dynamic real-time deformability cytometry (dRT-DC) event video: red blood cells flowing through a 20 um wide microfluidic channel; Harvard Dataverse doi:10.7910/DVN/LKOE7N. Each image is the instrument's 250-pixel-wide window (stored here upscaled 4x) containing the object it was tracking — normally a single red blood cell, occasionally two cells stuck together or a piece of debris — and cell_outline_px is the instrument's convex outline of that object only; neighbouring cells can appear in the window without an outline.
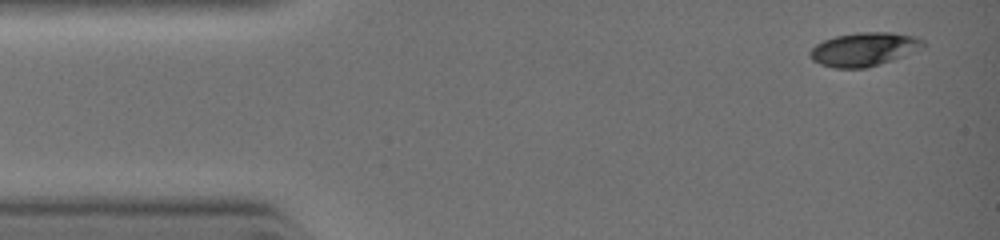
{"species": "common noctule bat (a hibernating species)", "species_latin": "Nyctalus noctula", "temperature_condition": "warm", "stored_images_in_passage": 8, "camera_frame_rate_fps": 3000, "um_per_image_px": 0.085, "animal": {"sex": "female", "body_mass_g": 19.0, "forearm_length_mm": 51.5}, "frame": {"image": 1, "passage_image": 1, "time_ms": 0.0, "image_size_px": [1000, 240], "cell_outline_px": [[924, 44], [892, 60], [868, 68], [832, 68], [820, 64], [812, 60], [808, 52], [816, 44], [824, 40], [836, 36], [860, 32], [892, 32], [912, 36], [924, 40]], "centroid_in_image_um": [73.34, 4.19], "position_along_channel_um": 11.7, "area_um2": 21.73}}
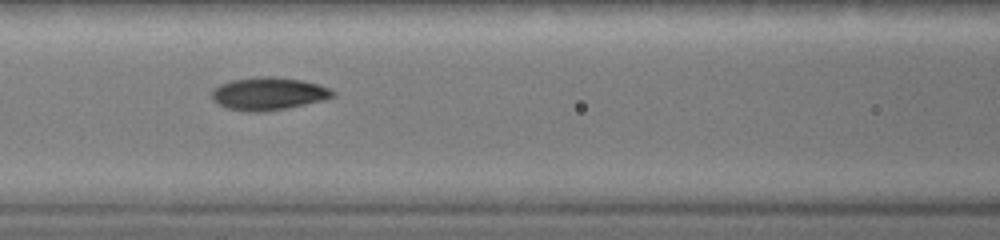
{"frame": {"image": 2, "passage_image": 6, "time_ms": 4.0, "image_size_px": [1000, 240], "cell_outline_px": [[336, 96], [304, 104], [284, 108], [256, 112], [252, 112], [228, 108], [212, 100], [212, 92], [220, 84], [232, 80], [256, 76], [276, 76], [304, 80], [320, 84], [336, 92]], "centroid_in_image_um": [22.84, 7.93], "position_along_channel_um": 143.8, "area_um2": 22.89}}
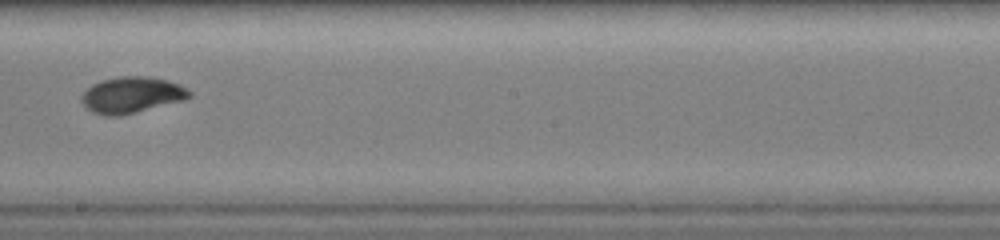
{"frame": {"image": 3, "passage_image": 8, "time_ms": 5.667, "image_size_px": [1000, 240], "cell_outline_px": [[192, 96], [184, 100], [120, 116], [108, 116], [92, 112], [80, 100], [80, 96], [92, 84], [100, 80], [120, 76], [148, 76], [180, 84], [188, 88], [192, 92]], "centroid_in_image_um": [11.2, 8.06], "position_along_channel_um": 237.0, "area_um2": 22.77}}